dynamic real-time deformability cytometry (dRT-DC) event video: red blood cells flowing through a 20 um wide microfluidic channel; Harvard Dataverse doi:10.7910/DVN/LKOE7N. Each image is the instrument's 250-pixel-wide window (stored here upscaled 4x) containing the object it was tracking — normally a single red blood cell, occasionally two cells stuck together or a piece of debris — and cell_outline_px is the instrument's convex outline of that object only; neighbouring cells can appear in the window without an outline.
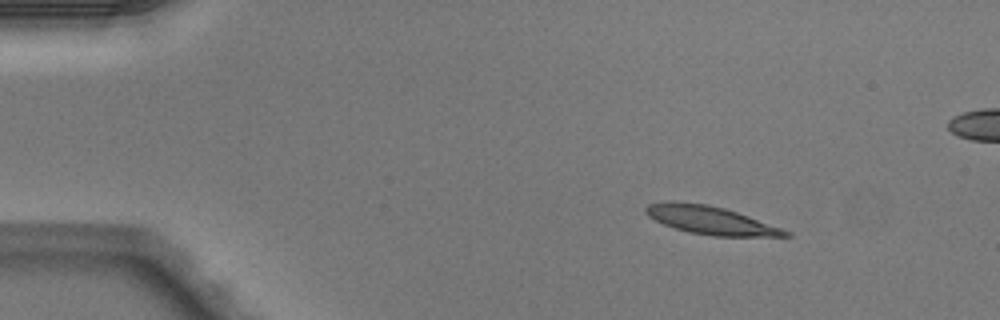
{"species": "Egyptian fruit bat (a non-hibernating species)", "species_latin": "Rousettus aegyptiacus", "temperature_condition": "warm", "stored_images_in_passage": 5, "camera_frame_rate_fps": 3000, "um_per_image_px": 0.085, "animal": {"sex": "male"}, "frame": {"image": 1, "passage_image": 2, "time_ms": 0.333, "image_size_px": [1000, 320], "cell_outline_px": [[792, 236], [712, 236], [688, 232], [664, 224], [648, 216], [644, 212], [644, 208], [648, 204], [668, 200], [672, 200], [708, 204], [724, 208], [748, 216], [792, 232]], "centroid_in_image_um": [60.35, 18.7], "position_along_channel_um": 24.6, "area_um2": 22.89}}